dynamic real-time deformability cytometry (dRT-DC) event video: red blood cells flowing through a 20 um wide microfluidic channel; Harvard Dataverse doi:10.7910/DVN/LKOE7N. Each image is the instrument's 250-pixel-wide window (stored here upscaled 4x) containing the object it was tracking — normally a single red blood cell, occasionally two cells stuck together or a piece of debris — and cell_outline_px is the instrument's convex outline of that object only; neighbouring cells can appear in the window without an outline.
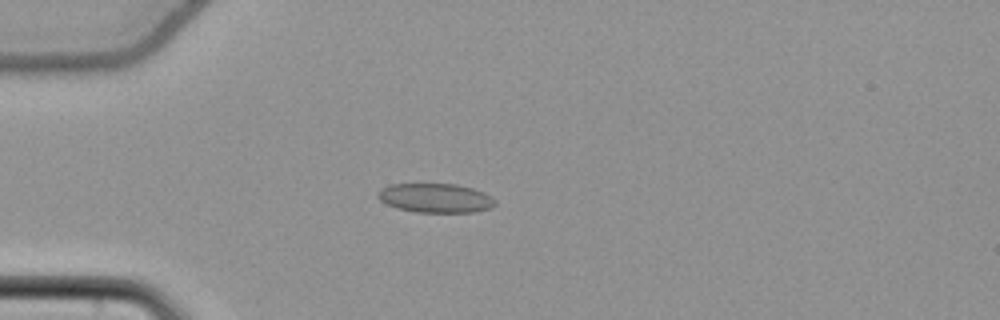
{"species": "common noctule bat (a hibernating species)", "species_latin": "Nyctalus noctula", "temperature_condition": "cold", "stored_images_in_passage": 49, "camera_frame_rate_fps": 3000, "um_per_image_px": 0.085, "animal": {"sex": "female", "body_mass_g": 22.7, "forearm_length_mm": 54.2}, "frame": {"image": 1, "passage_image": 9, "time_ms": 2.667, "image_size_px": [1000, 320], "cell_outline_px": [[496, 204], [492, 208], [476, 212], [416, 212], [396, 208], [380, 200], [376, 196], [376, 192], [380, 188], [392, 184], [456, 184], [472, 188], [484, 192], [492, 196], [496, 200]], "centroid_in_image_um": [37.03, 16.83], "position_along_channel_um": 48.0, "area_um2": 20.17}}
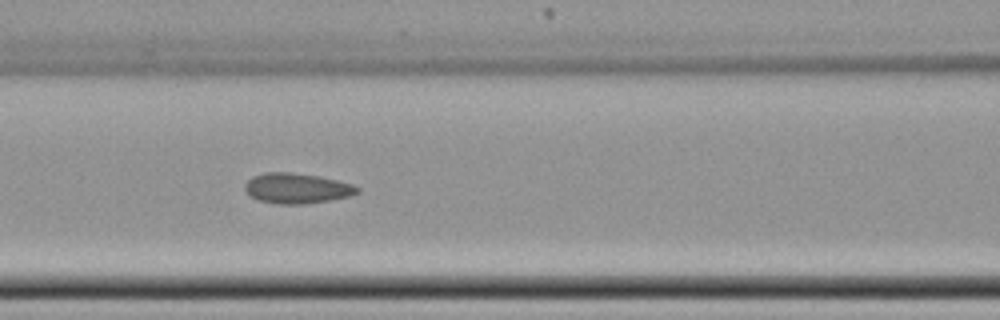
{"frame": {"image": 2, "passage_image": 18, "time_ms": 5.667, "image_size_px": [1000, 320], "cell_outline_px": [[360, 192], [348, 196], [328, 200], [304, 204], [280, 204], [260, 200], [252, 196], [244, 188], [244, 184], [252, 176], [264, 172], [292, 172], [320, 176], [352, 184], [360, 188]], "centroid_in_image_um": [25.23, 15.99], "position_along_channel_um": 141.4, "area_um2": 19.71}}
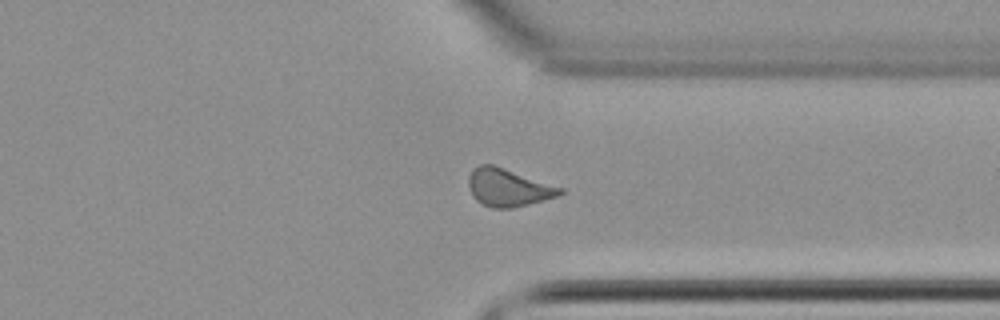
{"frame": {"image": 3, "passage_image": 36, "time_ms": 11.667, "image_size_px": [1000, 320], "cell_outline_px": [[564, 192], [560, 196], [512, 208], [492, 208], [480, 204], [472, 196], [468, 184], [468, 176], [472, 168], [480, 164], [492, 164], [564, 188]], "centroid_in_image_um": [43.18, 15.94], "position_along_channel_um": 368.2, "area_um2": 20.29}, "authors_computed_cell_mechanics": {"area_um2": 19.4208, "velocity_mm_per_s": 3.774, "shape_relaxation_time_tau1_ms": null, "shape_relaxation_time_tau2_ms": 2.3324, "deformation_change_tau1": null, "deformation_change_tau2": 0.0817}}